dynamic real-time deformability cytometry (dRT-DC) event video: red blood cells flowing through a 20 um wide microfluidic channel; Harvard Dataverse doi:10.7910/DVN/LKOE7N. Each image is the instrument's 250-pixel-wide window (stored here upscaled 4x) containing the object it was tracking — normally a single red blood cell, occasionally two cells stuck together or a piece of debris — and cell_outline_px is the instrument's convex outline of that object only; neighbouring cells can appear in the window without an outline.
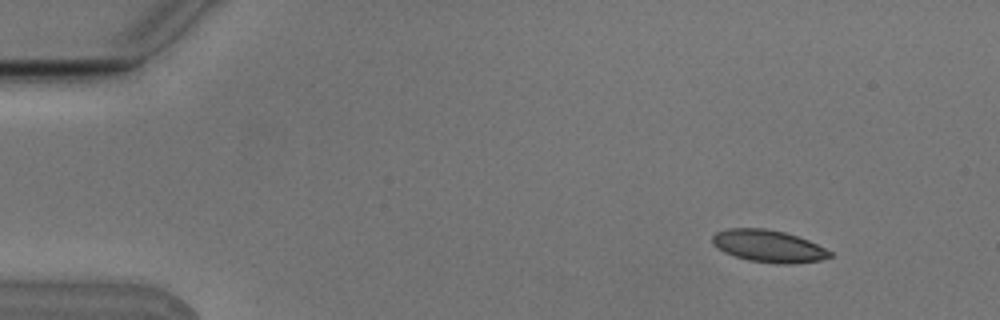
{"species": "Egyptian fruit bat (a non-hibernating species)", "species_latin": "Rousettus aegyptiacus", "temperature_condition": "cold", "stored_images_in_passage": 4, "camera_frame_rate_fps": 3000, "um_per_image_px": 0.085, "animal": {"sex": "male"}, "frame": {"image": 1, "passage_image": 1, "time_ms": 0.0, "image_size_px": [1000, 320], "cell_outline_px": [[832, 256], [820, 260], [792, 264], [776, 264], [748, 260], [724, 252], [716, 248], [712, 244], [712, 236], [716, 232], [728, 228], [764, 228], [784, 232], [808, 240], [832, 252]], "centroid_in_image_um": [65.29, 20.92], "position_along_channel_um": 19.7, "area_um2": 22.02}}
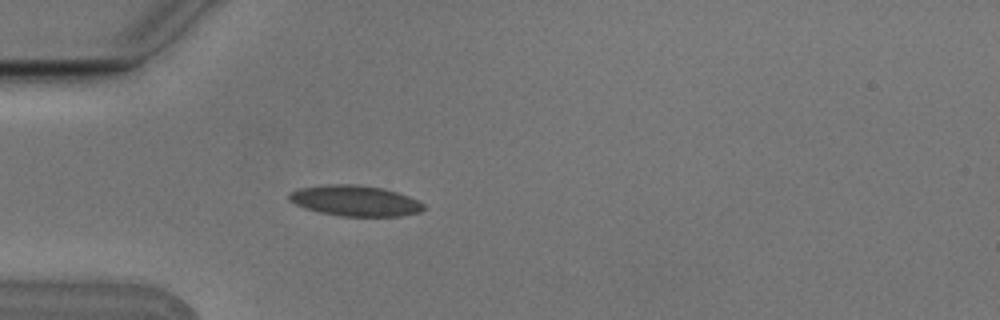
{"frame": {"image": 2, "passage_image": 4, "time_ms": 1.0, "image_size_px": [1000, 320], "cell_outline_px": [[424, 208], [420, 212], [400, 216], [340, 216], [320, 212], [304, 208], [288, 200], [288, 192], [296, 188], [328, 184], [356, 184], [384, 188], [408, 196], [424, 204]], "centroid_in_image_um": [30.13, 17.05], "position_along_channel_um": 54.9, "area_um2": 24.16}}